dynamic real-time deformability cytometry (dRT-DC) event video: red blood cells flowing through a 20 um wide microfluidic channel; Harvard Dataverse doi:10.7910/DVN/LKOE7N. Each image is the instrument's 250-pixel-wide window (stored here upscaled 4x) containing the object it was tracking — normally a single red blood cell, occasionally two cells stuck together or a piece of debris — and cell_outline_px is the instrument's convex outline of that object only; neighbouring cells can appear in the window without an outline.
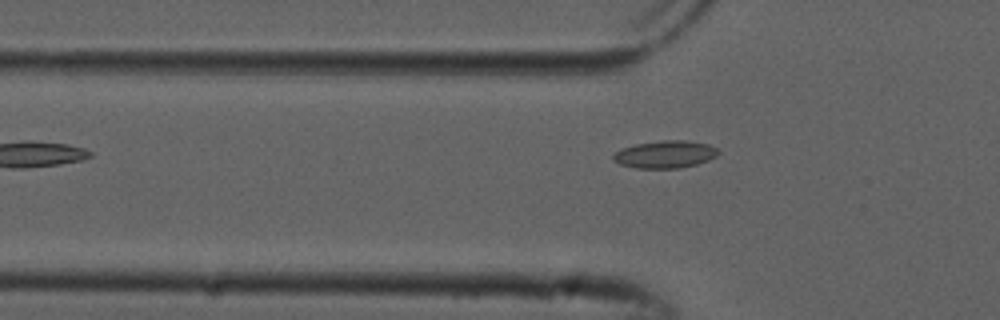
{"species": "common noctule bat (a hibernating species)", "species_latin": "Nyctalus noctula", "temperature_condition": "cold", "stored_images_in_passage": 35, "camera_frame_rate_fps": 3000, "um_per_image_px": 0.085, "animal": {"sex": "male", "forearm_length_mm": 52.5}, "frame": {"image": 1, "passage_image": 4, "time_ms": 1.0, "image_size_px": [1000, 320], "cell_outline_px": [[720, 152], [716, 156], [708, 160], [696, 164], [680, 168], [636, 168], [620, 164], [612, 160], [612, 156], [620, 148], [636, 144], [664, 140], [684, 140], [708, 144], [716, 148]], "centroid_in_image_um": [56.52, 13.12], "position_along_channel_um": 69.3, "area_um2": 16.76}}
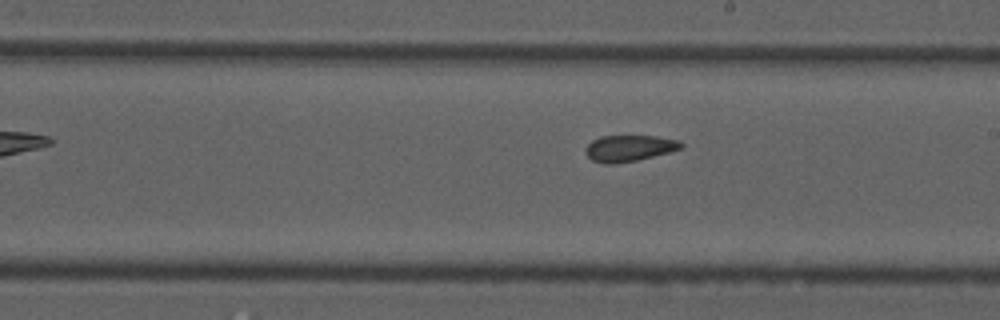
{"frame": {"image": 2, "passage_image": 17, "time_ms": 5.333, "image_size_px": [1000, 320], "cell_outline_px": [[684, 148], [636, 160], [612, 164], [608, 164], [592, 160], [584, 152], [584, 148], [592, 140], [600, 136], [656, 136], [680, 140], [684, 144]], "centroid_in_image_um": [53.48, 12.58], "position_along_channel_um": 235.5, "area_um2": 14.62}}
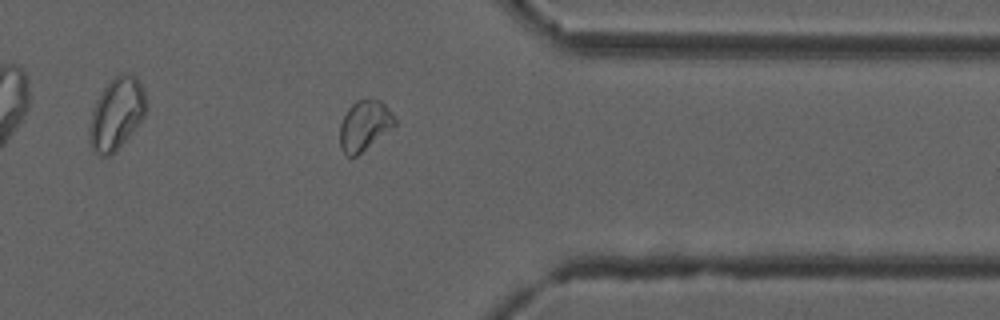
{"frame": {"image": 3, "passage_image": 29, "time_ms": 9.333, "image_size_px": [1000, 320], "cell_outline_px": [[396, 124], [356, 156], [348, 156], [340, 148], [340, 124], [348, 108], [356, 100], [380, 100], [392, 112], [396, 120]], "centroid_in_image_um": [30.97, 10.66], "position_along_channel_um": 380.4, "area_um2": 15.66}}